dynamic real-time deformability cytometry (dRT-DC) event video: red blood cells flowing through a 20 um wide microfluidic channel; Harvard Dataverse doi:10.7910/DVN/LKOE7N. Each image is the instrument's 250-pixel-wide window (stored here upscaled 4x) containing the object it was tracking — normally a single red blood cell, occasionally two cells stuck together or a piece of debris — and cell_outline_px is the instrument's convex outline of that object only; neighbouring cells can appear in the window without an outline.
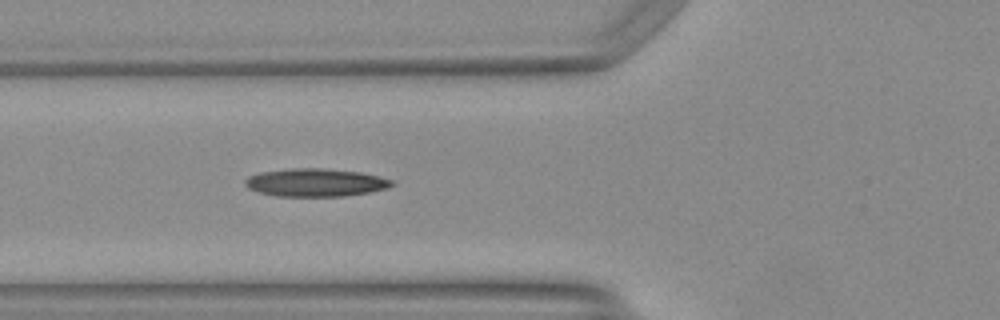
{"species": "Egyptian fruit bat (a non-hibernating species)", "species_latin": "Rousettus aegyptiacus", "temperature_condition": "warm", "stored_images_in_passage": 43, "camera_frame_rate_fps": 3000, "um_per_image_px": 0.085, "animal": {"sex": "female"}, "frame": {"image": 1, "passage_image": 13, "time_ms": 4.0, "image_size_px": [1000, 320], "cell_outline_px": [[396, 184], [388, 188], [368, 192], [344, 196], [276, 196], [260, 192], [248, 188], [244, 184], [244, 180], [248, 176], [260, 172], [292, 168], [324, 168], [360, 172], [380, 176], [392, 180]], "centroid_in_image_um": [26.83, 15.51], "position_along_channel_um": 99.0, "area_um2": 23.99}, "authors_computed_cell_mechanics": {"area_um2": 22.5998, "velocity_mm_per_s": 4.1999, "shape_relaxation_time_tau1_ms": null, "shape_relaxation_time_tau2_ms": 10.2804, "deformation_change_tau1": null, "deformation_change_tau2": 0.2448}}